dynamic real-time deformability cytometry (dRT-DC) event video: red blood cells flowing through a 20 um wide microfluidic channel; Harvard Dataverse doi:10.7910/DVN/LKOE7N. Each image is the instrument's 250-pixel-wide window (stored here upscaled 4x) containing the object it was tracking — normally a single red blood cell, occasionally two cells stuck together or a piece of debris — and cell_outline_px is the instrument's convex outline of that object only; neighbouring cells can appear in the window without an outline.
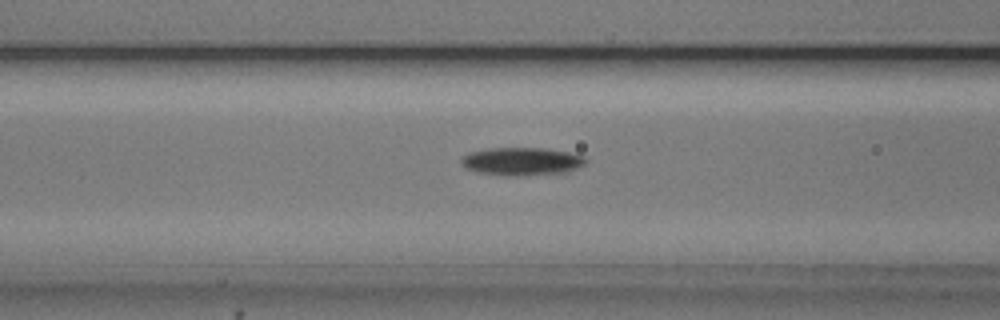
{"species": "common noctule bat (a hibernating species)", "species_latin": "Nyctalus noctula", "temperature_condition": "cold", "stored_images_in_passage": 40, "camera_frame_rate_fps": 3000, "um_per_image_px": 0.085, "animal": {"sex": "male", "body_mass_g": 20.5, "forearm_length_mm": 52.5}, "frame": {"image": 1, "passage_image": 7, "time_ms": 2.0, "image_size_px": [1000, 320], "cell_outline_px": [[588, 160], [584, 164], [576, 168], [564, 172], [476, 172], [464, 168], [460, 164], [460, 160], [468, 152], [488, 148], [544, 148], [568, 152], [584, 156]], "centroid_in_image_um": [44.32, 13.64], "position_along_channel_um": 122.3, "area_um2": 18.96}}
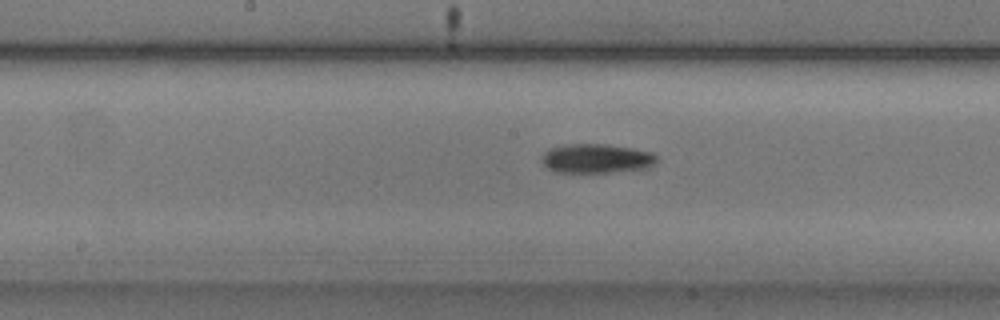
{"frame": {"image": 2, "passage_image": 13, "time_ms": 4.0, "image_size_px": [1000, 320], "cell_outline_px": [[660, 160], [656, 164], [648, 168], [608, 172], [556, 172], [548, 168], [544, 164], [540, 156], [548, 148], [564, 144], [604, 144], [632, 148], [652, 152]], "centroid_in_image_um": [50.71, 13.46], "position_along_channel_um": 197.5, "area_um2": 19.77}}
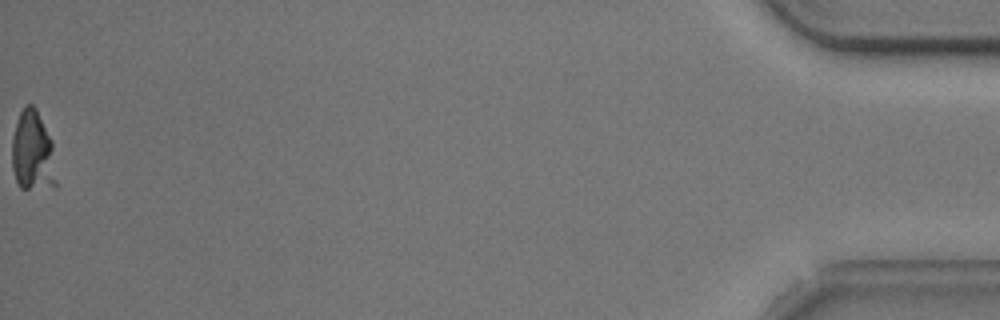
{"frame": {"image": 3, "passage_image": 40, "time_ms": 13.0, "image_size_px": [1000, 320], "cell_outline_px": [[56, 184], [28, 188], [20, 188], [16, 180], [12, 168], [12, 136], [20, 112], [24, 104], [32, 104], [36, 108], [52, 140]], "centroid_in_image_um": [2.75, 12.81], "position_along_channel_um": 432.5, "area_um2": 20.46}, "authors_computed_cell_mechanics": {"area_um2": 20.3456, "velocity_mm_per_s": 3.7428, "shape_relaxation_time_tau1_ms": 3.5754, "shape_relaxation_time_tau2_ms": null, "deformation_change_tau1": 0.14, "deformation_change_tau2": null}}